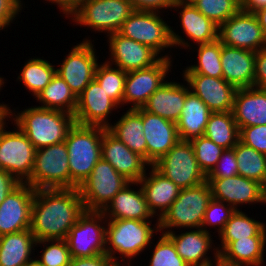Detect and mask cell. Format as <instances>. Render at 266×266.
Masks as SVG:
<instances>
[{"label": "cell", "instance_id": "obj_33", "mask_svg": "<svg viewBox=\"0 0 266 266\" xmlns=\"http://www.w3.org/2000/svg\"><path fill=\"white\" fill-rule=\"evenodd\" d=\"M216 244L220 253L230 242L248 237H266V222L248 216V212L236 210L225 224L223 231L218 235Z\"/></svg>", "mask_w": 266, "mask_h": 266}, {"label": "cell", "instance_id": "obj_21", "mask_svg": "<svg viewBox=\"0 0 266 266\" xmlns=\"http://www.w3.org/2000/svg\"><path fill=\"white\" fill-rule=\"evenodd\" d=\"M35 189L21 183L0 204V236L30 229Z\"/></svg>", "mask_w": 266, "mask_h": 266}, {"label": "cell", "instance_id": "obj_15", "mask_svg": "<svg viewBox=\"0 0 266 266\" xmlns=\"http://www.w3.org/2000/svg\"><path fill=\"white\" fill-rule=\"evenodd\" d=\"M174 59L162 57L156 64L145 69L129 71L126 74L123 107L142 108L148 98L164 83L170 80ZM130 107H129V105Z\"/></svg>", "mask_w": 266, "mask_h": 266}, {"label": "cell", "instance_id": "obj_55", "mask_svg": "<svg viewBox=\"0 0 266 266\" xmlns=\"http://www.w3.org/2000/svg\"><path fill=\"white\" fill-rule=\"evenodd\" d=\"M256 15L260 26L262 27V31L266 36V6L259 8L254 12Z\"/></svg>", "mask_w": 266, "mask_h": 266}, {"label": "cell", "instance_id": "obj_11", "mask_svg": "<svg viewBox=\"0 0 266 266\" xmlns=\"http://www.w3.org/2000/svg\"><path fill=\"white\" fill-rule=\"evenodd\" d=\"M152 166L180 189L199 185L207 179L196 160L190 141H178Z\"/></svg>", "mask_w": 266, "mask_h": 266}, {"label": "cell", "instance_id": "obj_35", "mask_svg": "<svg viewBox=\"0 0 266 266\" xmlns=\"http://www.w3.org/2000/svg\"><path fill=\"white\" fill-rule=\"evenodd\" d=\"M37 107L60 110L74 115L77 107V97L71 91L68 84L57 73L50 83L37 94Z\"/></svg>", "mask_w": 266, "mask_h": 266}, {"label": "cell", "instance_id": "obj_61", "mask_svg": "<svg viewBox=\"0 0 266 266\" xmlns=\"http://www.w3.org/2000/svg\"><path fill=\"white\" fill-rule=\"evenodd\" d=\"M194 0H175V2H180V3H191Z\"/></svg>", "mask_w": 266, "mask_h": 266}, {"label": "cell", "instance_id": "obj_43", "mask_svg": "<svg viewBox=\"0 0 266 266\" xmlns=\"http://www.w3.org/2000/svg\"><path fill=\"white\" fill-rule=\"evenodd\" d=\"M154 238L151 244V258L147 266H189L177 253L173 242L163 233ZM158 238L156 243L155 239Z\"/></svg>", "mask_w": 266, "mask_h": 266}, {"label": "cell", "instance_id": "obj_60", "mask_svg": "<svg viewBox=\"0 0 266 266\" xmlns=\"http://www.w3.org/2000/svg\"><path fill=\"white\" fill-rule=\"evenodd\" d=\"M132 265H133L132 262H120L116 266H132Z\"/></svg>", "mask_w": 266, "mask_h": 266}, {"label": "cell", "instance_id": "obj_2", "mask_svg": "<svg viewBox=\"0 0 266 266\" xmlns=\"http://www.w3.org/2000/svg\"><path fill=\"white\" fill-rule=\"evenodd\" d=\"M13 109L10 107V120L36 149L64 142L69 129L75 124L74 115L60 110L36 105L20 112L18 107Z\"/></svg>", "mask_w": 266, "mask_h": 266}, {"label": "cell", "instance_id": "obj_1", "mask_svg": "<svg viewBox=\"0 0 266 266\" xmlns=\"http://www.w3.org/2000/svg\"><path fill=\"white\" fill-rule=\"evenodd\" d=\"M85 211L78 188L35 190L30 231L36 241L66 239Z\"/></svg>", "mask_w": 266, "mask_h": 266}, {"label": "cell", "instance_id": "obj_26", "mask_svg": "<svg viewBox=\"0 0 266 266\" xmlns=\"http://www.w3.org/2000/svg\"><path fill=\"white\" fill-rule=\"evenodd\" d=\"M182 80L183 83L175 82L174 80L164 82L148 98L142 108L147 112L177 123L184 107L186 95L190 91L185 79L183 78Z\"/></svg>", "mask_w": 266, "mask_h": 266}, {"label": "cell", "instance_id": "obj_51", "mask_svg": "<svg viewBox=\"0 0 266 266\" xmlns=\"http://www.w3.org/2000/svg\"><path fill=\"white\" fill-rule=\"evenodd\" d=\"M107 254H101L93 257L72 258L68 266H116Z\"/></svg>", "mask_w": 266, "mask_h": 266}, {"label": "cell", "instance_id": "obj_59", "mask_svg": "<svg viewBox=\"0 0 266 266\" xmlns=\"http://www.w3.org/2000/svg\"><path fill=\"white\" fill-rule=\"evenodd\" d=\"M5 81H8V80H6V78L4 79V77L0 75V92L2 91V88L5 86L4 85L6 83ZM0 104H4V102Z\"/></svg>", "mask_w": 266, "mask_h": 266}, {"label": "cell", "instance_id": "obj_31", "mask_svg": "<svg viewBox=\"0 0 266 266\" xmlns=\"http://www.w3.org/2000/svg\"><path fill=\"white\" fill-rule=\"evenodd\" d=\"M211 113L208 106L190 90L186 95L180 119L176 123L179 139L190 141L203 136Z\"/></svg>", "mask_w": 266, "mask_h": 266}, {"label": "cell", "instance_id": "obj_10", "mask_svg": "<svg viewBox=\"0 0 266 266\" xmlns=\"http://www.w3.org/2000/svg\"><path fill=\"white\" fill-rule=\"evenodd\" d=\"M11 122L13 130H7ZM36 148L28 137L10 120L0 128V167L25 183L34 166Z\"/></svg>", "mask_w": 266, "mask_h": 266}, {"label": "cell", "instance_id": "obj_8", "mask_svg": "<svg viewBox=\"0 0 266 266\" xmlns=\"http://www.w3.org/2000/svg\"><path fill=\"white\" fill-rule=\"evenodd\" d=\"M65 142L36 149L31 177L25 182L37 189L71 188Z\"/></svg>", "mask_w": 266, "mask_h": 266}, {"label": "cell", "instance_id": "obj_41", "mask_svg": "<svg viewBox=\"0 0 266 266\" xmlns=\"http://www.w3.org/2000/svg\"><path fill=\"white\" fill-rule=\"evenodd\" d=\"M191 3L217 26L241 10V0H194Z\"/></svg>", "mask_w": 266, "mask_h": 266}, {"label": "cell", "instance_id": "obj_9", "mask_svg": "<svg viewBox=\"0 0 266 266\" xmlns=\"http://www.w3.org/2000/svg\"><path fill=\"white\" fill-rule=\"evenodd\" d=\"M107 219L101 211L85 210L70 229L66 242L72 258L106 254Z\"/></svg>", "mask_w": 266, "mask_h": 266}, {"label": "cell", "instance_id": "obj_6", "mask_svg": "<svg viewBox=\"0 0 266 266\" xmlns=\"http://www.w3.org/2000/svg\"><path fill=\"white\" fill-rule=\"evenodd\" d=\"M211 199V189L207 180L199 185L181 189L176 200L159 219V231L165 234L174 229L201 228Z\"/></svg>", "mask_w": 266, "mask_h": 266}, {"label": "cell", "instance_id": "obj_3", "mask_svg": "<svg viewBox=\"0 0 266 266\" xmlns=\"http://www.w3.org/2000/svg\"><path fill=\"white\" fill-rule=\"evenodd\" d=\"M152 221L156 222L152 224ZM159 232L158 218L145 221L133 219L107 220L106 254L117 264L131 262L146 249L153 248L151 243Z\"/></svg>", "mask_w": 266, "mask_h": 266}, {"label": "cell", "instance_id": "obj_42", "mask_svg": "<svg viewBox=\"0 0 266 266\" xmlns=\"http://www.w3.org/2000/svg\"><path fill=\"white\" fill-rule=\"evenodd\" d=\"M39 246L43 249L38 253L42 254L35 257L43 266H68L71 263L72 257L65 239L36 241L35 247Z\"/></svg>", "mask_w": 266, "mask_h": 266}, {"label": "cell", "instance_id": "obj_56", "mask_svg": "<svg viewBox=\"0 0 266 266\" xmlns=\"http://www.w3.org/2000/svg\"><path fill=\"white\" fill-rule=\"evenodd\" d=\"M10 105L0 104V128L10 120Z\"/></svg>", "mask_w": 266, "mask_h": 266}, {"label": "cell", "instance_id": "obj_38", "mask_svg": "<svg viewBox=\"0 0 266 266\" xmlns=\"http://www.w3.org/2000/svg\"><path fill=\"white\" fill-rule=\"evenodd\" d=\"M192 48L197 52L196 62H194L196 64L188 65L182 70V74H202L222 78L221 42L216 40L211 43L198 44Z\"/></svg>", "mask_w": 266, "mask_h": 266}, {"label": "cell", "instance_id": "obj_25", "mask_svg": "<svg viewBox=\"0 0 266 266\" xmlns=\"http://www.w3.org/2000/svg\"><path fill=\"white\" fill-rule=\"evenodd\" d=\"M101 212L107 220L133 219L145 221L155 220L156 218L148 207L139 182L128 183Z\"/></svg>", "mask_w": 266, "mask_h": 266}, {"label": "cell", "instance_id": "obj_37", "mask_svg": "<svg viewBox=\"0 0 266 266\" xmlns=\"http://www.w3.org/2000/svg\"><path fill=\"white\" fill-rule=\"evenodd\" d=\"M204 136L224 149L234 148L240 138V130L232 112L211 113Z\"/></svg>", "mask_w": 266, "mask_h": 266}, {"label": "cell", "instance_id": "obj_24", "mask_svg": "<svg viewBox=\"0 0 266 266\" xmlns=\"http://www.w3.org/2000/svg\"><path fill=\"white\" fill-rule=\"evenodd\" d=\"M144 137L147 143V162L153 165L180 141L177 124L142 108Z\"/></svg>", "mask_w": 266, "mask_h": 266}, {"label": "cell", "instance_id": "obj_50", "mask_svg": "<svg viewBox=\"0 0 266 266\" xmlns=\"http://www.w3.org/2000/svg\"><path fill=\"white\" fill-rule=\"evenodd\" d=\"M254 86L266 90V48L256 52Z\"/></svg>", "mask_w": 266, "mask_h": 266}, {"label": "cell", "instance_id": "obj_5", "mask_svg": "<svg viewBox=\"0 0 266 266\" xmlns=\"http://www.w3.org/2000/svg\"><path fill=\"white\" fill-rule=\"evenodd\" d=\"M135 9L128 0H82L66 17L73 26L87 27L106 36L119 32Z\"/></svg>", "mask_w": 266, "mask_h": 266}, {"label": "cell", "instance_id": "obj_13", "mask_svg": "<svg viewBox=\"0 0 266 266\" xmlns=\"http://www.w3.org/2000/svg\"><path fill=\"white\" fill-rule=\"evenodd\" d=\"M92 42L94 40L88 36L79 44L73 45L56 68V73L63 78L76 97L94 79L95 69L99 63V56Z\"/></svg>", "mask_w": 266, "mask_h": 266}, {"label": "cell", "instance_id": "obj_32", "mask_svg": "<svg viewBox=\"0 0 266 266\" xmlns=\"http://www.w3.org/2000/svg\"><path fill=\"white\" fill-rule=\"evenodd\" d=\"M35 245L36 239L30 229L1 235L0 266H24L35 257Z\"/></svg>", "mask_w": 266, "mask_h": 266}, {"label": "cell", "instance_id": "obj_47", "mask_svg": "<svg viewBox=\"0 0 266 266\" xmlns=\"http://www.w3.org/2000/svg\"><path fill=\"white\" fill-rule=\"evenodd\" d=\"M239 140L266 155V125L241 128Z\"/></svg>", "mask_w": 266, "mask_h": 266}, {"label": "cell", "instance_id": "obj_27", "mask_svg": "<svg viewBox=\"0 0 266 266\" xmlns=\"http://www.w3.org/2000/svg\"><path fill=\"white\" fill-rule=\"evenodd\" d=\"M256 52L221 43L222 78L236 88L254 86Z\"/></svg>", "mask_w": 266, "mask_h": 266}, {"label": "cell", "instance_id": "obj_16", "mask_svg": "<svg viewBox=\"0 0 266 266\" xmlns=\"http://www.w3.org/2000/svg\"><path fill=\"white\" fill-rule=\"evenodd\" d=\"M212 198L225 202L235 210L255 204L266 206L265 187L258 181L236 175L228 178H207ZM241 207V209H240Z\"/></svg>", "mask_w": 266, "mask_h": 266}, {"label": "cell", "instance_id": "obj_49", "mask_svg": "<svg viewBox=\"0 0 266 266\" xmlns=\"http://www.w3.org/2000/svg\"><path fill=\"white\" fill-rule=\"evenodd\" d=\"M135 11H147L165 13L167 10L172 12L175 0H128ZM161 10V11H160Z\"/></svg>", "mask_w": 266, "mask_h": 266}, {"label": "cell", "instance_id": "obj_45", "mask_svg": "<svg viewBox=\"0 0 266 266\" xmlns=\"http://www.w3.org/2000/svg\"><path fill=\"white\" fill-rule=\"evenodd\" d=\"M235 211L236 210L233 207L226 204L225 202L212 198L209 201L207 209L205 211L201 228L204 231L211 233L213 231H210L212 230L210 228L214 227L213 229H215V231L218 232L217 234L219 235L223 231L225 224Z\"/></svg>", "mask_w": 266, "mask_h": 266}, {"label": "cell", "instance_id": "obj_20", "mask_svg": "<svg viewBox=\"0 0 266 266\" xmlns=\"http://www.w3.org/2000/svg\"><path fill=\"white\" fill-rule=\"evenodd\" d=\"M180 231L178 234L172 231L165 235L173 242L177 253L189 266H209L217 258L219 252L212 233L202 228H189L188 231L180 229ZM209 254L214 256L211 258Z\"/></svg>", "mask_w": 266, "mask_h": 266}, {"label": "cell", "instance_id": "obj_44", "mask_svg": "<svg viewBox=\"0 0 266 266\" xmlns=\"http://www.w3.org/2000/svg\"><path fill=\"white\" fill-rule=\"evenodd\" d=\"M190 143L201 170L207 176L215 167L225 149L216 145L204 135L190 140Z\"/></svg>", "mask_w": 266, "mask_h": 266}, {"label": "cell", "instance_id": "obj_28", "mask_svg": "<svg viewBox=\"0 0 266 266\" xmlns=\"http://www.w3.org/2000/svg\"><path fill=\"white\" fill-rule=\"evenodd\" d=\"M147 170L139 184L150 211L160 219L176 200L181 189L152 165Z\"/></svg>", "mask_w": 266, "mask_h": 266}, {"label": "cell", "instance_id": "obj_7", "mask_svg": "<svg viewBox=\"0 0 266 266\" xmlns=\"http://www.w3.org/2000/svg\"><path fill=\"white\" fill-rule=\"evenodd\" d=\"M162 13L134 11L122 24L119 33L129 39L150 46L161 57L173 59L171 51V26L165 21ZM166 52H169L166 54ZM169 49V51H168ZM171 49V50H170ZM162 52L165 54H162Z\"/></svg>", "mask_w": 266, "mask_h": 266}, {"label": "cell", "instance_id": "obj_23", "mask_svg": "<svg viewBox=\"0 0 266 266\" xmlns=\"http://www.w3.org/2000/svg\"><path fill=\"white\" fill-rule=\"evenodd\" d=\"M196 94L212 113L232 112L237 88L223 78L209 77L202 74H181Z\"/></svg>", "mask_w": 266, "mask_h": 266}, {"label": "cell", "instance_id": "obj_19", "mask_svg": "<svg viewBox=\"0 0 266 266\" xmlns=\"http://www.w3.org/2000/svg\"><path fill=\"white\" fill-rule=\"evenodd\" d=\"M121 107L111 99L100 84L93 79L77 97L74 113L75 123L80 125L101 126L107 128L111 124L110 116ZM110 120V121H109Z\"/></svg>", "mask_w": 266, "mask_h": 266}, {"label": "cell", "instance_id": "obj_34", "mask_svg": "<svg viewBox=\"0 0 266 266\" xmlns=\"http://www.w3.org/2000/svg\"><path fill=\"white\" fill-rule=\"evenodd\" d=\"M266 237H248L230 242L220 253L223 259L245 266L264 265Z\"/></svg>", "mask_w": 266, "mask_h": 266}, {"label": "cell", "instance_id": "obj_46", "mask_svg": "<svg viewBox=\"0 0 266 266\" xmlns=\"http://www.w3.org/2000/svg\"><path fill=\"white\" fill-rule=\"evenodd\" d=\"M238 175V163L234 148L225 149L207 178H228Z\"/></svg>", "mask_w": 266, "mask_h": 266}, {"label": "cell", "instance_id": "obj_40", "mask_svg": "<svg viewBox=\"0 0 266 266\" xmlns=\"http://www.w3.org/2000/svg\"><path fill=\"white\" fill-rule=\"evenodd\" d=\"M127 72L108 62H100L95 69L94 79L106 94L123 108V96Z\"/></svg>", "mask_w": 266, "mask_h": 266}, {"label": "cell", "instance_id": "obj_17", "mask_svg": "<svg viewBox=\"0 0 266 266\" xmlns=\"http://www.w3.org/2000/svg\"><path fill=\"white\" fill-rule=\"evenodd\" d=\"M218 40L223 45L253 52L266 48V36L256 15L243 10L219 26Z\"/></svg>", "mask_w": 266, "mask_h": 266}, {"label": "cell", "instance_id": "obj_29", "mask_svg": "<svg viewBox=\"0 0 266 266\" xmlns=\"http://www.w3.org/2000/svg\"><path fill=\"white\" fill-rule=\"evenodd\" d=\"M232 113L239 130L266 125V90L255 86L237 88Z\"/></svg>", "mask_w": 266, "mask_h": 266}, {"label": "cell", "instance_id": "obj_30", "mask_svg": "<svg viewBox=\"0 0 266 266\" xmlns=\"http://www.w3.org/2000/svg\"><path fill=\"white\" fill-rule=\"evenodd\" d=\"M124 114V115H123ZM107 127V130L130 150L147 161V143L144 137L142 108L128 109Z\"/></svg>", "mask_w": 266, "mask_h": 266}, {"label": "cell", "instance_id": "obj_58", "mask_svg": "<svg viewBox=\"0 0 266 266\" xmlns=\"http://www.w3.org/2000/svg\"><path fill=\"white\" fill-rule=\"evenodd\" d=\"M24 266H43V265L37 260L36 257H34L32 260H30Z\"/></svg>", "mask_w": 266, "mask_h": 266}, {"label": "cell", "instance_id": "obj_53", "mask_svg": "<svg viewBox=\"0 0 266 266\" xmlns=\"http://www.w3.org/2000/svg\"><path fill=\"white\" fill-rule=\"evenodd\" d=\"M49 2L50 5H57L60 10V14L67 15L73 8H75L82 0H44Z\"/></svg>", "mask_w": 266, "mask_h": 266}, {"label": "cell", "instance_id": "obj_52", "mask_svg": "<svg viewBox=\"0 0 266 266\" xmlns=\"http://www.w3.org/2000/svg\"><path fill=\"white\" fill-rule=\"evenodd\" d=\"M20 184L21 182L9 172L4 170L0 171V204Z\"/></svg>", "mask_w": 266, "mask_h": 266}, {"label": "cell", "instance_id": "obj_4", "mask_svg": "<svg viewBox=\"0 0 266 266\" xmlns=\"http://www.w3.org/2000/svg\"><path fill=\"white\" fill-rule=\"evenodd\" d=\"M106 129L77 123L69 129L64 142L69 154L71 188H79L101 159V145Z\"/></svg>", "mask_w": 266, "mask_h": 266}, {"label": "cell", "instance_id": "obj_39", "mask_svg": "<svg viewBox=\"0 0 266 266\" xmlns=\"http://www.w3.org/2000/svg\"><path fill=\"white\" fill-rule=\"evenodd\" d=\"M238 175L258 181L266 186V155L260 153L240 140L234 147Z\"/></svg>", "mask_w": 266, "mask_h": 266}, {"label": "cell", "instance_id": "obj_57", "mask_svg": "<svg viewBox=\"0 0 266 266\" xmlns=\"http://www.w3.org/2000/svg\"><path fill=\"white\" fill-rule=\"evenodd\" d=\"M209 266H245V265L226 261L225 259H223L221 256L218 255L217 258Z\"/></svg>", "mask_w": 266, "mask_h": 266}, {"label": "cell", "instance_id": "obj_36", "mask_svg": "<svg viewBox=\"0 0 266 266\" xmlns=\"http://www.w3.org/2000/svg\"><path fill=\"white\" fill-rule=\"evenodd\" d=\"M34 57L26 60L24 66L18 74L16 82H22V85L34 98L51 81L56 73V66L46 60L44 57ZM32 92V93H31Z\"/></svg>", "mask_w": 266, "mask_h": 266}, {"label": "cell", "instance_id": "obj_12", "mask_svg": "<svg viewBox=\"0 0 266 266\" xmlns=\"http://www.w3.org/2000/svg\"><path fill=\"white\" fill-rule=\"evenodd\" d=\"M128 183L129 180L101 158L78 188L85 210L102 211Z\"/></svg>", "mask_w": 266, "mask_h": 266}, {"label": "cell", "instance_id": "obj_54", "mask_svg": "<svg viewBox=\"0 0 266 266\" xmlns=\"http://www.w3.org/2000/svg\"><path fill=\"white\" fill-rule=\"evenodd\" d=\"M264 6H266V0H241V10L245 12L254 13Z\"/></svg>", "mask_w": 266, "mask_h": 266}, {"label": "cell", "instance_id": "obj_18", "mask_svg": "<svg viewBox=\"0 0 266 266\" xmlns=\"http://www.w3.org/2000/svg\"><path fill=\"white\" fill-rule=\"evenodd\" d=\"M106 37L109 56L105 61L125 72L151 67L162 58L150 46L129 39L119 32Z\"/></svg>", "mask_w": 266, "mask_h": 266}, {"label": "cell", "instance_id": "obj_48", "mask_svg": "<svg viewBox=\"0 0 266 266\" xmlns=\"http://www.w3.org/2000/svg\"><path fill=\"white\" fill-rule=\"evenodd\" d=\"M23 7V0H0V32L14 24Z\"/></svg>", "mask_w": 266, "mask_h": 266}, {"label": "cell", "instance_id": "obj_22", "mask_svg": "<svg viewBox=\"0 0 266 266\" xmlns=\"http://www.w3.org/2000/svg\"><path fill=\"white\" fill-rule=\"evenodd\" d=\"M101 158L130 182H139L150 166L143 157L130 150L107 129L103 134Z\"/></svg>", "mask_w": 266, "mask_h": 266}, {"label": "cell", "instance_id": "obj_14", "mask_svg": "<svg viewBox=\"0 0 266 266\" xmlns=\"http://www.w3.org/2000/svg\"><path fill=\"white\" fill-rule=\"evenodd\" d=\"M172 9L177 12V15L179 14V26L187 38H184L178 31L176 32V28L173 30V27H171V40L174 49L179 47V49L184 48V50L188 49V52L189 50L194 52L192 46L218 40L219 26L198 11L192 3L175 2Z\"/></svg>", "mask_w": 266, "mask_h": 266}]
</instances>
